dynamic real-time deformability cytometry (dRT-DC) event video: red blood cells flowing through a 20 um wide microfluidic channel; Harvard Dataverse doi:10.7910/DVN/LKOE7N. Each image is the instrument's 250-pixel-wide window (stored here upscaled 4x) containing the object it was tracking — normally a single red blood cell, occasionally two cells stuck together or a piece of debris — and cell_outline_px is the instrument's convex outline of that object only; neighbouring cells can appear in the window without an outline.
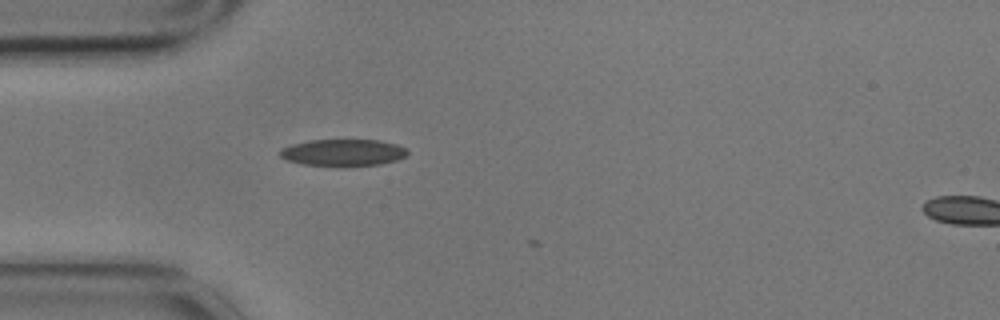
{"species": "common noctule bat (a hibernating species)", "species_latin": "Nyctalus noctula", "temperature_condition": "cold", "stored_images_in_passage": 3, "segment_of_instrument_passage": [1, 2], "camera_frame_rate_fps": 3000, "um_per_image_px": 0.085, "animal": {"sex": "male", "body_mass_g": 17.9}, "frame": {"image": 1, "passage_image": 2, "time_ms": 0.333, "image_size_px": [1000, 320], "cell_outline_px": [[408, 152], [404, 156], [396, 160], [380, 164], [344, 168], [304, 164], [288, 160], [280, 156], [280, 148], [292, 144], [308, 140], [380, 140], [396, 144], [404, 148]], "centroid_in_image_um": [29.14, 12.99], "position_along_channel_um": 55.9, "area_um2": 20.23}}